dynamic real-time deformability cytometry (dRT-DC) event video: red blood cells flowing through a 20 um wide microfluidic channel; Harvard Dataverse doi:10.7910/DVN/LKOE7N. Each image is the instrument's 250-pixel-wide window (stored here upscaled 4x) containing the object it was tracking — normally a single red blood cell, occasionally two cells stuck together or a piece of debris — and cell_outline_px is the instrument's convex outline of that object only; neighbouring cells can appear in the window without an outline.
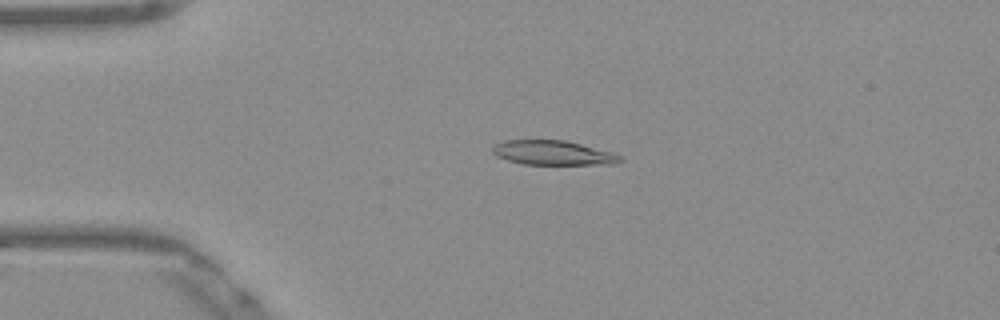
{"species": "Egyptian fruit bat (a non-hibernating species)", "species_latin": "Rousettus aegyptiacus", "temperature_condition": "warm", "stored_images_in_passage": 52, "camera_frame_rate_fps": 3000, "um_per_image_px": 0.085, "frame": {"image": 1, "passage_image": 12, "time_ms": 3.667, "image_size_px": [1000, 320], "cell_outline_px": [[624, 160], [620, 164], [524, 164], [508, 160], [496, 156], [492, 152], [492, 148], [496, 144], [504, 140], [564, 140], [612, 152], [624, 156]], "centroid_in_image_um": [47.06, 12.99], "position_along_channel_um": 37.9, "area_um2": 18.21}}
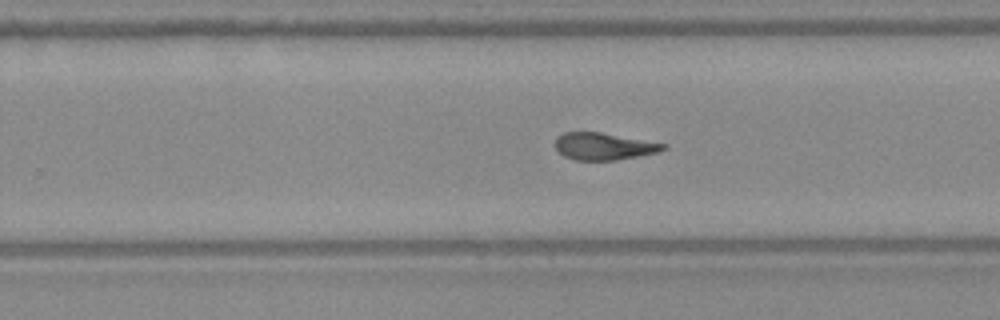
{"frame": {"image": 2, "passage_image": 33, "time_ms": 10.667, "image_size_px": [1000, 320], "cell_outline_px": [[668, 148], [660, 152], [616, 160], [576, 160], [564, 156], [556, 148], [556, 136], [564, 132], [600, 132], [668, 144]], "centroid_in_image_um": [51.36, 12.43], "position_along_channel_um": 278.4, "area_um2": 17.11}}
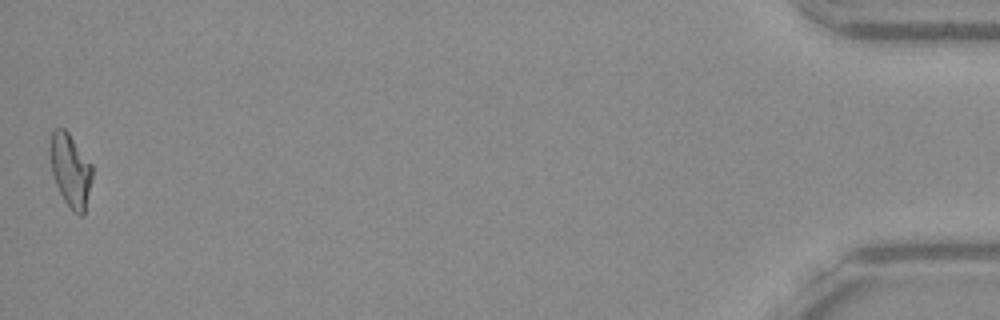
{"frame": {"image": 3, "passage_image": 52, "time_ms": 17.0, "image_size_px": [1000, 320], "cell_outline_px": [[92, 180], [84, 216], [80, 216], [72, 212], [64, 200], [56, 184], [52, 172], [52, 132], [56, 128], [64, 128], [68, 132], [92, 164]], "centroid_in_image_um": [6.04, 14.54], "position_along_channel_um": 429.2, "area_um2": 17.63}, "authors_computed_cell_mechanics": {"area_um2": 18.2359, "velocity_mm_per_s": 3.8868, "shape_relaxation_time_tau1_ms": 6.6898, "shape_relaxation_time_tau2_ms": 2.6323, "deformation_change_tau1": 0.2019, "deformation_change_tau2": 0.1}}